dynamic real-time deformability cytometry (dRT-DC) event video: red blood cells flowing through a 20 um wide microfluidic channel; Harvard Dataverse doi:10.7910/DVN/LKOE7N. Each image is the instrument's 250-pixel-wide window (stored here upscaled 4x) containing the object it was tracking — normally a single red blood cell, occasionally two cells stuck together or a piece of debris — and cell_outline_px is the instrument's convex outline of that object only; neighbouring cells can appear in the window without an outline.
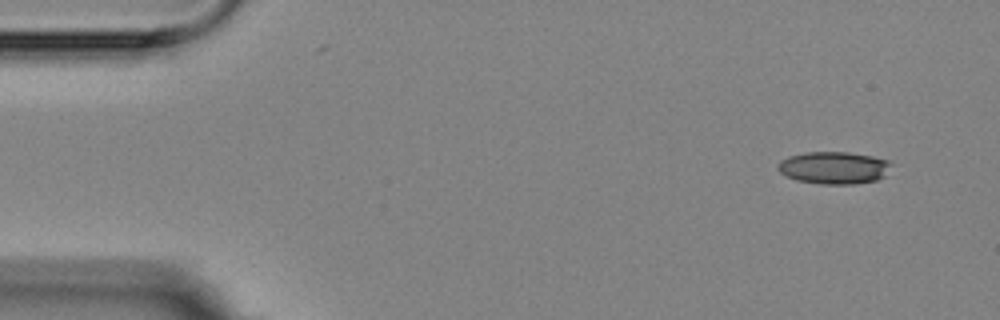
{"species": "Egyptian fruit bat (a non-hibernating species)", "species_latin": "Rousettus aegyptiacus", "temperature_condition": "room temperature", "stored_images_in_passage": 16, "camera_frame_rate_fps": 3000, "um_per_image_px": 0.085, "animal": {"sex": "female"}, "frame": {"image": 1, "passage_image": 1, "time_ms": 0.0, "image_size_px": [1000, 320], "cell_outline_px": [[892, 164], [884, 176], [876, 180], [856, 184], [820, 184], [796, 180], [780, 172], [776, 168], [776, 164], [780, 160], [788, 156], [804, 152], [848, 152], [872, 156], [888, 160]], "centroid_in_image_um": [70.85, 14.25], "position_along_channel_um": 14.1, "area_um2": 21.5}}
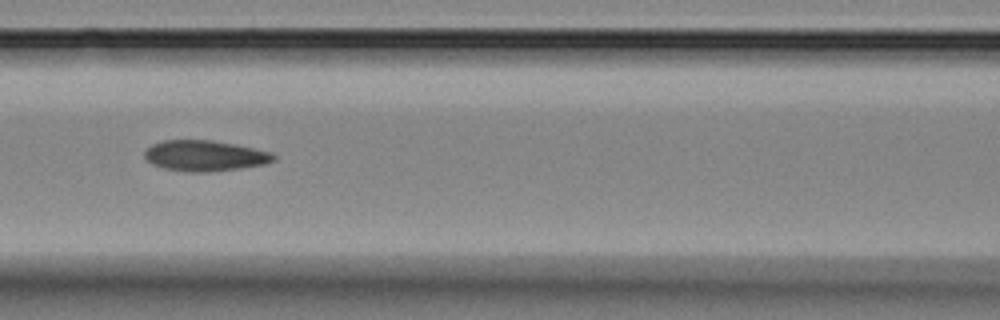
{"frame": {"image": 2, "passage_image": 7, "time_ms": 6.667, "image_size_px": [1000, 320], "cell_outline_px": [[276, 160], [264, 164], [240, 168], [208, 172], [188, 172], [164, 168], [152, 164], [144, 156], [144, 152], [152, 144], [164, 140], [212, 140], [272, 152], [276, 156]], "centroid_in_image_um": [17.41, 13.24], "position_along_channel_um": 149.2, "area_um2": 22.95}}
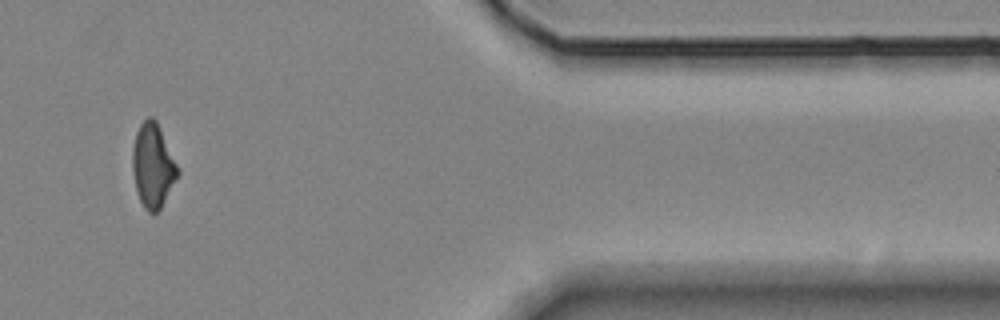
{"frame": {"image": 3, "passage_image": 14, "time_ms": 14.667, "image_size_px": [1000, 320], "cell_outline_px": [[180, 172], [160, 208], [156, 212], [148, 212], [144, 208], [136, 192], [132, 172], [132, 148], [136, 132], [140, 124], [148, 116], [152, 116], [156, 120], [180, 168]], "centroid_in_image_um": [12.99, 14.05], "position_along_channel_um": 398.4, "area_um2": 22.25}, "authors_computed_cell_mechanics": {"area_um2": 22.8599, "velocity_mm_per_s": 3.5502, "shape_relaxation_time_tau1_ms": null, "shape_relaxation_time_tau2_ms": 7.0609, "deformation_change_tau1": null, "deformation_change_tau2": 0.1217}}